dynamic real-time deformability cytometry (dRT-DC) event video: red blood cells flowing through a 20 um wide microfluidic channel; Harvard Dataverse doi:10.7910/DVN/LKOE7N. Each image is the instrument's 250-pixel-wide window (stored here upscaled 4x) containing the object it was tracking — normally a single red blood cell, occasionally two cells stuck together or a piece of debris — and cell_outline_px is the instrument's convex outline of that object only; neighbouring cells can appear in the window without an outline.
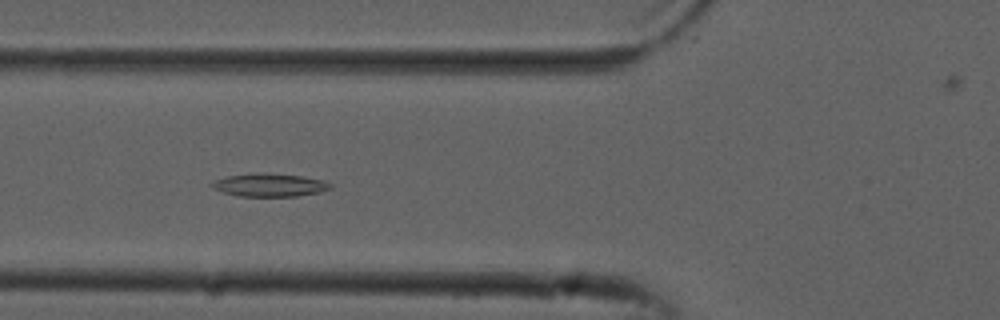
{"species": "common noctule bat (a hibernating species)", "species_latin": "Nyctalus noctula", "temperature_condition": "cold", "stored_images_in_passage": 54, "camera_frame_rate_fps": 3000, "um_per_image_px": 0.085, "animal": {"sex": "male", "forearm_length_mm": 52.5}, "frame": {"image": 1, "passage_image": 20, "time_ms": 6.333, "image_size_px": [1000, 320], "cell_outline_px": [[332, 188], [320, 192], [296, 196], [236, 196], [212, 188], [208, 184], [216, 180], [228, 176], [256, 172], [300, 176], [324, 180], [332, 184]], "centroid_in_image_um": [22.91, 15.73], "position_along_channel_um": 102.9, "area_um2": 15.9}}
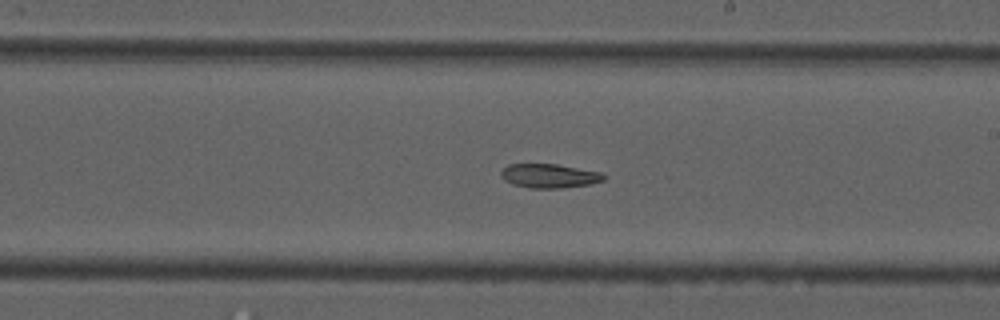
{"frame": {"image": 2, "passage_image": 31, "time_ms": 10.0, "image_size_px": [1000, 320], "cell_outline_px": [[608, 176], [604, 180], [588, 184], [560, 188], [528, 188], [512, 184], [504, 180], [500, 176], [500, 172], [508, 164], [556, 164], [600, 172]], "centroid_in_image_um": [46.66, 14.95], "position_along_channel_um": 242.3, "area_um2": 14.39}}
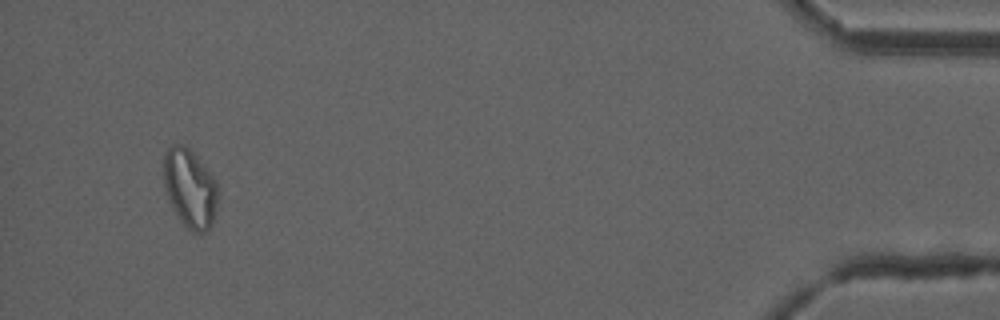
{"frame": {"image": 3, "passage_image": 51, "time_ms": 16.667, "image_size_px": [1000, 320], "cell_outline_px": [[220, 192], [212, 224], [204, 232], [192, 232], [180, 220], [168, 196], [164, 184], [164, 152], [172, 144], [184, 144], [196, 156], [212, 176]], "centroid_in_image_um": [16.16, 15.99], "position_along_channel_um": 419.0, "area_um2": 24.57}}